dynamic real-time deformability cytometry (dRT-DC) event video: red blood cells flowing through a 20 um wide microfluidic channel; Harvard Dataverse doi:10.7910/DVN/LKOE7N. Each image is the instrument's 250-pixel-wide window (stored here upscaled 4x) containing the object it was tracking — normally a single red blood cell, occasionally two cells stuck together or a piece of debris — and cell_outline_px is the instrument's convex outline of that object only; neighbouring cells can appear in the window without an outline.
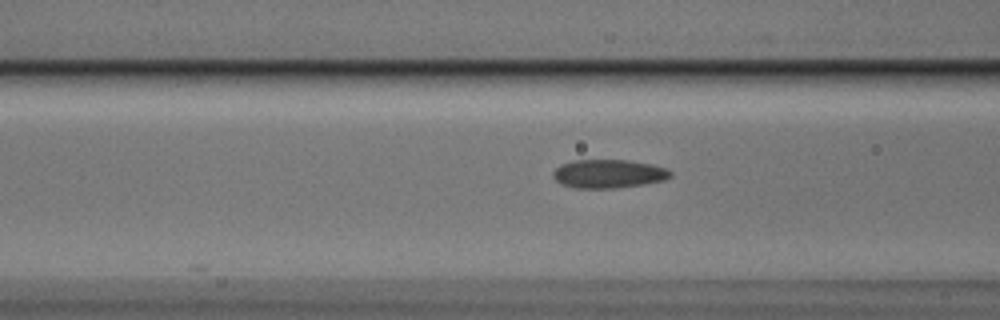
{"species": "Egyptian fruit bat (a non-hibernating species)", "species_latin": "Rousettus aegyptiacus", "temperature_condition": "cold", "stored_images_in_passage": 13, "camera_frame_rate_fps": 3000, "um_per_image_px": 0.085, "animal": {"sex": "male"}, "frame": {"image": 1, "passage_image": 11, "time_ms": 3.333, "image_size_px": [1000, 320], "cell_outline_px": [[672, 176], [664, 180], [644, 184], [616, 188], [576, 188], [560, 184], [552, 176], [552, 172], [560, 164], [572, 160], [628, 160], [652, 164], [668, 168], [672, 172]], "centroid_in_image_um": [51.72, 14.76], "position_along_channel_um": 114.9, "area_um2": 19.77}}